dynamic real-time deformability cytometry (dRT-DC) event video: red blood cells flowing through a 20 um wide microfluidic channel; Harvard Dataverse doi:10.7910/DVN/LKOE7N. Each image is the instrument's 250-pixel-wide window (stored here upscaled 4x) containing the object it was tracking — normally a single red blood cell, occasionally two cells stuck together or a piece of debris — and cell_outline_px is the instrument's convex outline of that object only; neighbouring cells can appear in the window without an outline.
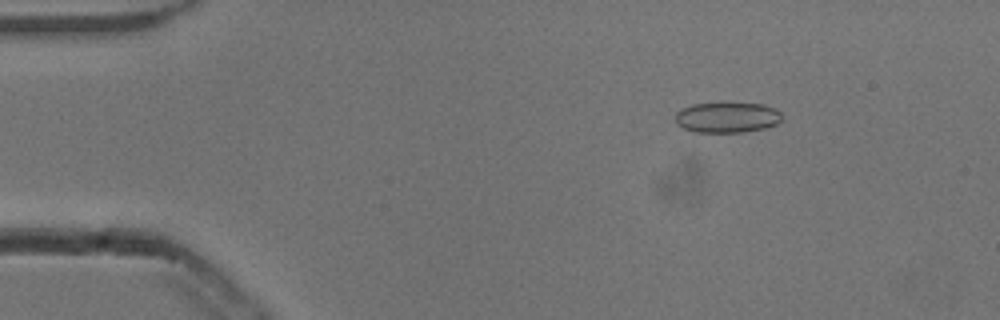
{"species": "common noctule bat (a hibernating species)", "species_latin": "Nyctalus noctula", "temperature_condition": "cold", "stored_images_in_passage": 27, "camera_frame_rate_fps": 3000, "um_per_image_px": 0.085, "animal": {"sex": "male", "body_mass_g": 13.3}, "frame": {"image": 1, "passage_image": 8, "time_ms": 2.333, "image_size_px": [1000, 320], "cell_outline_px": [[784, 116], [776, 124], [764, 128], [744, 132], [696, 132], [684, 128], [676, 124], [676, 112], [680, 108], [692, 104], [764, 104], [776, 108]], "centroid_in_image_um": [61.81, 9.99], "position_along_channel_um": 23.2, "area_um2": 18.84}}
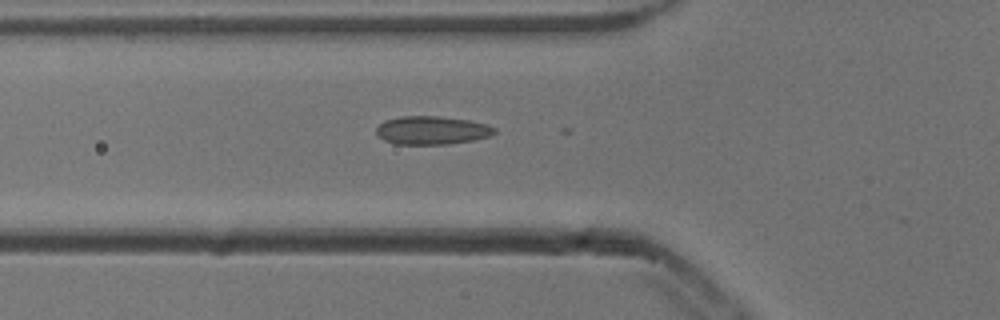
{"frame": {"image": 2, "passage_image": 19, "time_ms": 6.0, "image_size_px": [1000, 320], "cell_outline_px": [[496, 132], [488, 136], [472, 140], [448, 144], [392, 144], [376, 136], [376, 128], [384, 120], [400, 116], [440, 116], [468, 120], [488, 124], [496, 128]], "centroid_in_image_um": [36.67, 11.07], "position_along_channel_um": 89.1, "area_um2": 19.65}}
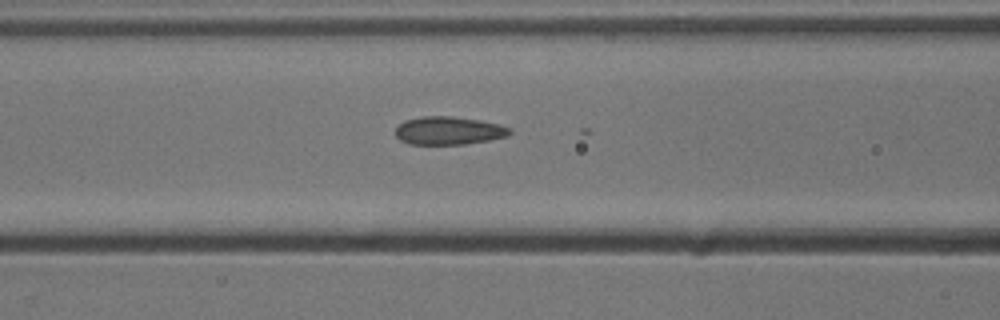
{"frame": {"image": 3, "passage_image": 22, "time_ms": 7.0, "image_size_px": [1000, 320], "cell_outline_px": [[512, 132], [508, 136], [488, 140], [464, 144], [408, 144], [400, 140], [396, 136], [396, 128], [404, 120], [420, 116], [452, 116], [480, 120], [500, 124], [512, 128]], "centroid_in_image_um": [38.15, 11.09], "position_along_channel_um": 128.4, "area_um2": 18.84}}